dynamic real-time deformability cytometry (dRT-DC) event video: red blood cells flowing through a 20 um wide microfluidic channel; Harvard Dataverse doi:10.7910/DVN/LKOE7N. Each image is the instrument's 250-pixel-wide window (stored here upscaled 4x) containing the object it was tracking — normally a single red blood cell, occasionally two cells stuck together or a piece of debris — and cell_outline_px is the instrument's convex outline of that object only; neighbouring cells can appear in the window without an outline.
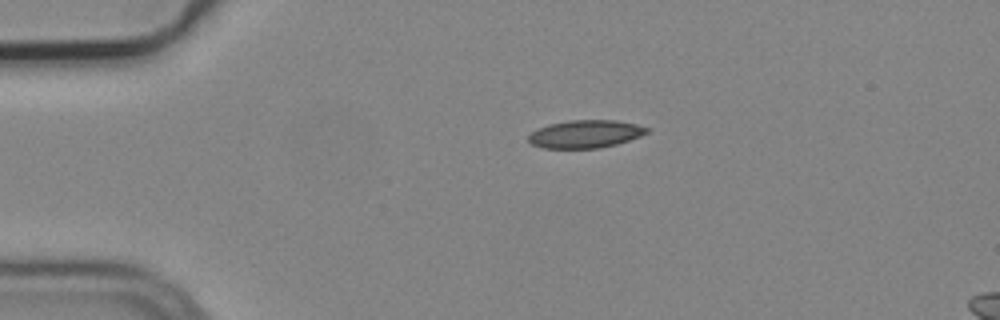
{"species": "common noctule bat (a hibernating species)", "species_latin": "Nyctalus noctula", "temperature_condition": "cold", "stored_images_in_passage": 3, "segment_of_instrument_passage": [1, 2], "camera_frame_rate_fps": 3000, "um_per_image_px": 0.085, "animal": {"sex": "male", "body_mass_g": 19.2, "forearm_length_mm": 51.8}, "frame": {"image": 1, "passage_image": 1, "time_ms": 0.0, "image_size_px": [1000, 320], "cell_outline_px": [[652, 128], [648, 132], [640, 136], [616, 144], [600, 148], [544, 148], [532, 144], [528, 140], [528, 136], [532, 132], [548, 124], [568, 120], [616, 120], [636, 124]], "centroid_in_image_um": [49.78, 11.38], "position_along_channel_um": 35.2, "area_um2": 19.19}}